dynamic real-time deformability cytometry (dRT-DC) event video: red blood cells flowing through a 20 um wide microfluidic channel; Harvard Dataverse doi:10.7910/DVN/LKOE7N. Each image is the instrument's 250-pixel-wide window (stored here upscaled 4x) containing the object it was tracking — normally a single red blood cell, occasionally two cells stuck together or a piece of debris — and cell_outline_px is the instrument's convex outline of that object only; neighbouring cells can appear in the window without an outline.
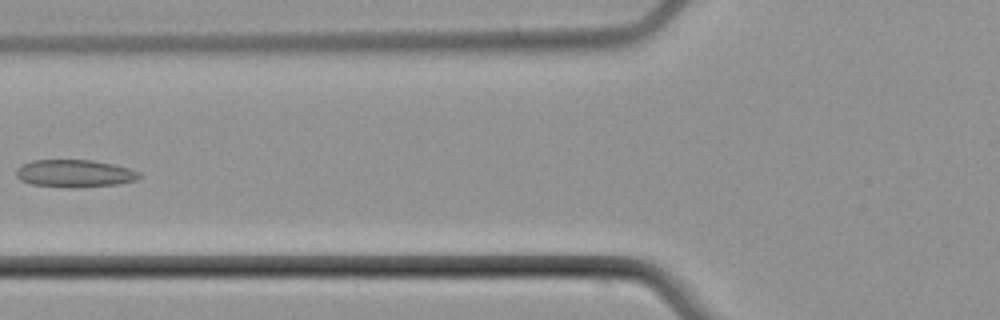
{"species": "common noctule bat (a hibernating species)", "species_latin": "Nyctalus noctula", "temperature_condition": "cold", "stored_images_in_passage": 2, "camera_frame_rate_fps": 3000, "um_per_image_px": 0.085, "animal": {"sex": "male", "body_mass_g": 21.5, "forearm_length_mm": 52.0}, "frame": {"image": 1, "passage_image": 2, "time_ms": 1.333, "image_size_px": [1000, 320], "cell_outline_px": [[140, 176], [136, 180], [120, 184], [32, 184], [20, 180], [16, 176], [16, 168], [20, 164], [32, 160], [96, 160], [116, 164], [140, 172]], "centroid_in_image_um": [6.34, 14.66], "position_along_channel_um": 119.5, "area_um2": 18.73}}